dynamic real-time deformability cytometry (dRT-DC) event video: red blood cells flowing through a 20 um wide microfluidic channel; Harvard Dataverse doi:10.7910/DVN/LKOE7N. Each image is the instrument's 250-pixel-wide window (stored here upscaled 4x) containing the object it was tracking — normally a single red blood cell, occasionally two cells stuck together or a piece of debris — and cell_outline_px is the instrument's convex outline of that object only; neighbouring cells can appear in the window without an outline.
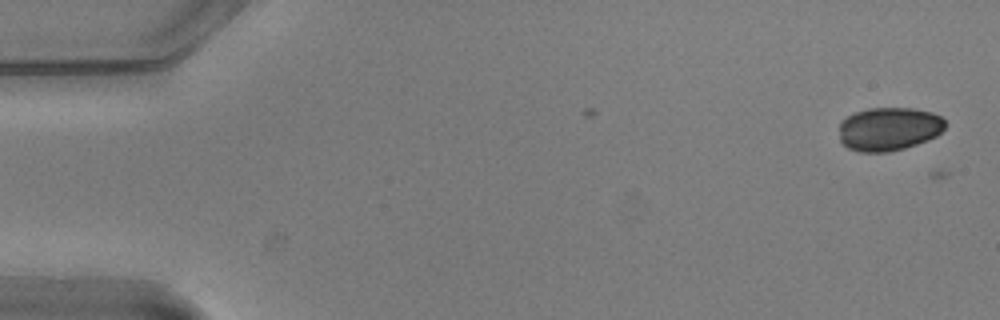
{"species": "common noctule bat (a hibernating species)", "species_latin": "Nyctalus noctula", "temperature_condition": "warm", "stored_images_in_passage": 2, "camera_frame_rate_fps": 3000, "um_per_image_px": 0.085, "animal": {"sex": "male", "body_mass_g": 20.5, "forearm_length_mm": 52.5}, "frame": {"image": 1, "passage_image": 1, "time_ms": 0.0, "image_size_px": [1000, 320], "cell_outline_px": [[948, 124], [936, 136], [928, 140], [904, 148], [888, 152], [860, 152], [848, 148], [840, 140], [840, 124], [848, 116], [856, 112], [868, 108], [912, 108], [932, 112], [940, 116]], "centroid_in_image_um": [75.58, 10.96], "position_along_channel_um": 9.4, "area_um2": 26.82}}